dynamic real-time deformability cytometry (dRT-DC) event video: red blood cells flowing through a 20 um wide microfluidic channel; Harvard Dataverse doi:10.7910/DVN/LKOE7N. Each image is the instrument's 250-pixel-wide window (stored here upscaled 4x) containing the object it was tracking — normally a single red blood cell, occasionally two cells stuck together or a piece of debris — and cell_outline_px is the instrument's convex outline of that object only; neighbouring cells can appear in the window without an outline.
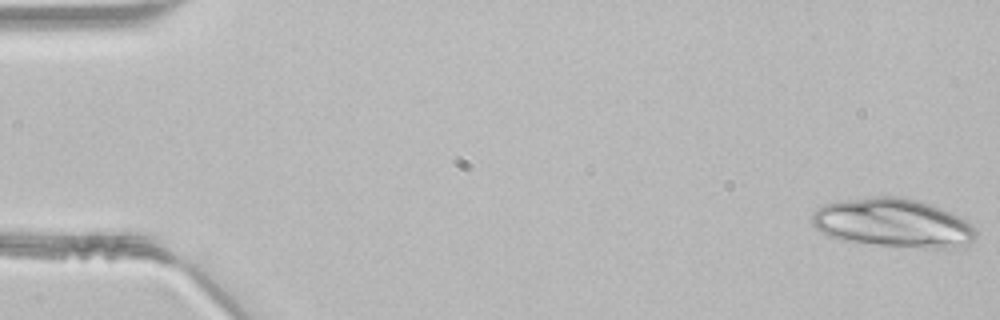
{"species": "common noctule bat (a hibernating species)", "species_latin": "Nyctalus noctula", "temperature_condition": "room temperature", "stored_images_in_passage": 15, "camera_frame_rate_fps": 3000, "um_per_image_px": 0.085, "animal": {"sex": "male", "body_mass_g": 21.5, "forearm_length_mm": 52.0}, "frame": {"image": 1, "passage_image": 1, "time_ms": 0.0, "image_size_px": [1000, 320], "cell_outline_px": [[976, 236], [968, 248], [928, 248], [880, 244], [844, 240], [828, 236], [820, 232], [812, 224], [812, 212], [816, 208], [824, 204], [840, 200], [872, 196], [896, 196], [920, 200], [932, 204], [972, 224], [976, 232]], "centroid_in_image_um": [75.92, 18.95], "position_along_channel_um": 9.1, "area_um2": 46.76}}